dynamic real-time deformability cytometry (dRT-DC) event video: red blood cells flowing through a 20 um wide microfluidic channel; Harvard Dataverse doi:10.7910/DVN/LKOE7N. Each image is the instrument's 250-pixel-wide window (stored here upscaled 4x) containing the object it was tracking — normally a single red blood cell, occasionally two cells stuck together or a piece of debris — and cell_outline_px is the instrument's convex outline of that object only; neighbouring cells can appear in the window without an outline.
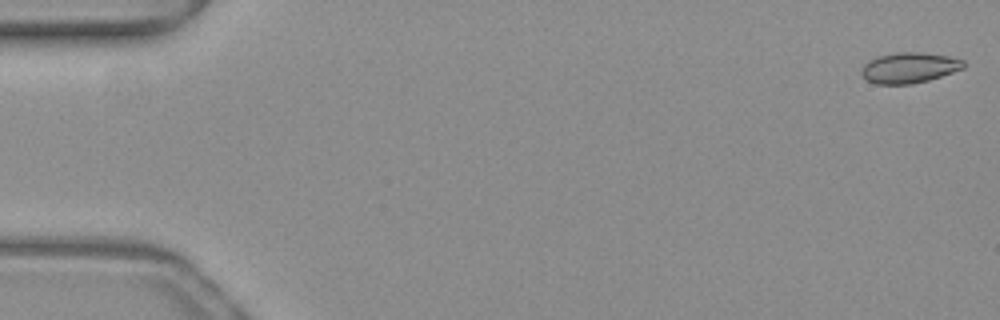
{"species": "common noctule bat (a hibernating species)", "species_latin": "Nyctalus noctula", "temperature_condition": "warm", "stored_images_in_passage": 52, "camera_frame_rate_fps": 3000, "um_per_image_px": 0.085, "animal": {"sex": "female", "body_mass_g": 19.3, "forearm_length_mm": 54.1}, "frame": {"image": 1, "passage_image": 1, "time_ms": 0.0, "image_size_px": [1000, 320], "cell_outline_px": [[964, 68], [928, 80], [912, 84], [876, 84], [868, 80], [860, 72], [860, 68], [868, 60], [876, 56], [896, 52], [920, 52], [948, 56], [964, 60]], "centroid_in_image_um": [77.25, 5.75], "position_along_channel_um": 7.8, "area_um2": 18.21}}
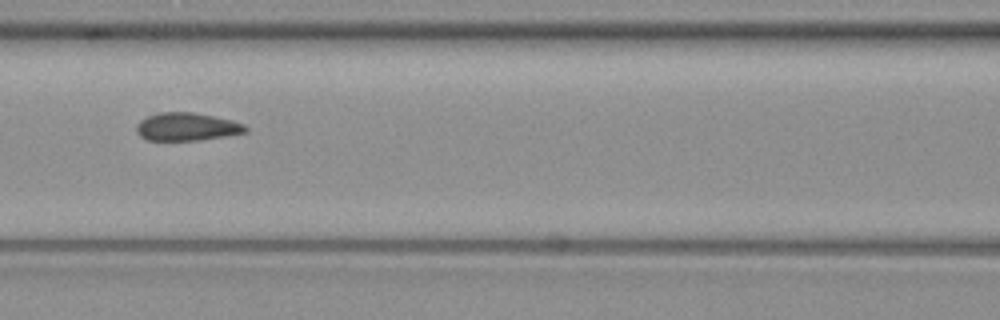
{"frame": {"image": 2, "passage_image": 23, "time_ms": 7.333, "image_size_px": [1000, 320], "cell_outline_px": [[248, 132], [200, 140], [148, 140], [140, 136], [136, 132], [136, 124], [140, 120], [148, 116], [160, 112], [192, 112], [232, 120], [244, 124], [248, 128]], "centroid_in_image_um": [15.87, 10.77], "position_along_channel_um": 150.7, "area_um2": 17.74}}
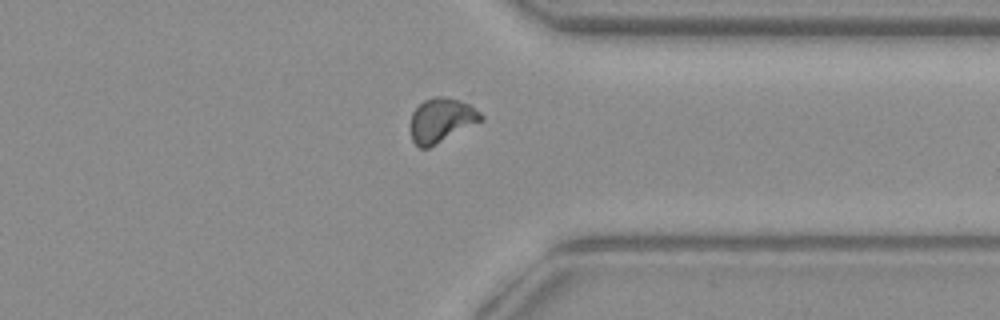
{"frame": {"image": 3, "passage_image": 40, "time_ms": 13.0, "image_size_px": [1000, 320], "cell_outline_px": [[484, 120], [428, 148], [420, 148], [412, 140], [412, 112], [424, 100], [436, 96], [444, 96], [460, 100], [468, 104], [480, 112], [484, 116]], "centroid_in_image_um": [37.55, 10.21], "position_along_channel_um": 373.9, "area_um2": 17.98}}